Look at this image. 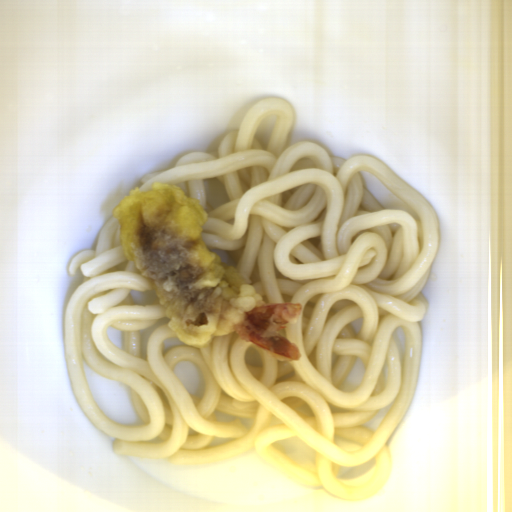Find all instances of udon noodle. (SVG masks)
Instances as JSON below:
<instances>
[{
    "instance_id": "udon-noodle-1",
    "label": "udon noodle",
    "mask_w": 512,
    "mask_h": 512,
    "mask_svg": "<svg viewBox=\"0 0 512 512\" xmlns=\"http://www.w3.org/2000/svg\"><path fill=\"white\" fill-rule=\"evenodd\" d=\"M295 113L265 98L212 152H190L144 176L139 188L171 184L208 213L206 250L248 280L270 304L301 303L281 331L302 357L279 361L237 333L187 346L127 258L113 215L95 244L75 255L83 283L66 303L63 335L71 391L111 451L205 464L255 452L281 474L347 501H367L391 480L388 442L411 406L427 303L422 290L440 242L433 207L374 157H332L311 142L288 145ZM367 172L404 202L383 207L364 187ZM121 330L123 350L107 328ZM83 360L99 376L130 386L143 422L114 423L92 398ZM198 367L190 395L173 370ZM353 391L342 384L358 361ZM298 439L315 468L294 463L274 444ZM375 461L362 487L337 478L340 467Z\"/></svg>"
}]
</instances>
